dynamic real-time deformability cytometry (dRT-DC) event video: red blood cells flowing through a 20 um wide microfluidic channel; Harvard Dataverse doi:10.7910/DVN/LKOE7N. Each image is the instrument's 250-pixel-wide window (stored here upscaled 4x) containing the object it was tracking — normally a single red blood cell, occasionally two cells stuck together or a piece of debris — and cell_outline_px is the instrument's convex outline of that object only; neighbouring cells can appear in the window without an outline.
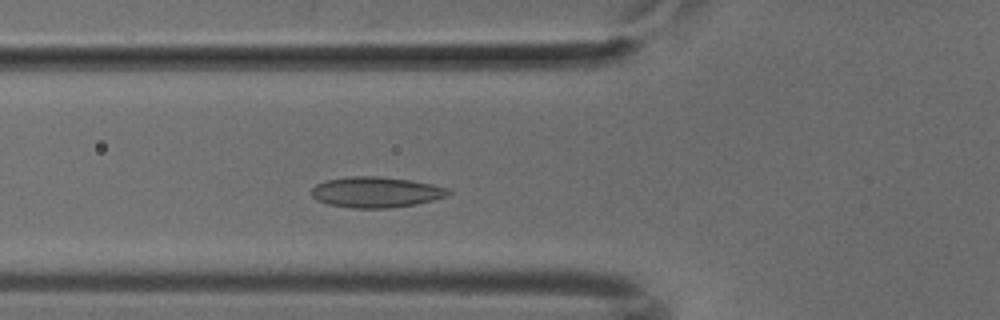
{"species": "common noctule bat (a hibernating species)", "species_latin": "Nyctalus noctula", "temperature_condition": "cold", "stored_images_in_passage": 47, "camera_frame_rate_fps": 3000, "um_per_image_px": 0.085, "animal": {"sex": "male", "body_mass_g": 18.8}, "frame": {"image": 1, "passage_image": 13, "time_ms": 4.0, "image_size_px": [1000, 320], "cell_outline_px": [[452, 192], [444, 196], [432, 200], [416, 204], [388, 208], [352, 208], [328, 204], [316, 200], [312, 196], [312, 188], [316, 184], [328, 180], [352, 176], [376, 176], [412, 180], [432, 184], [448, 188]], "centroid_in_image_um": [31.95, 16.33], "position_along_channel_um": 93.8, "area_um2": 24.33}}
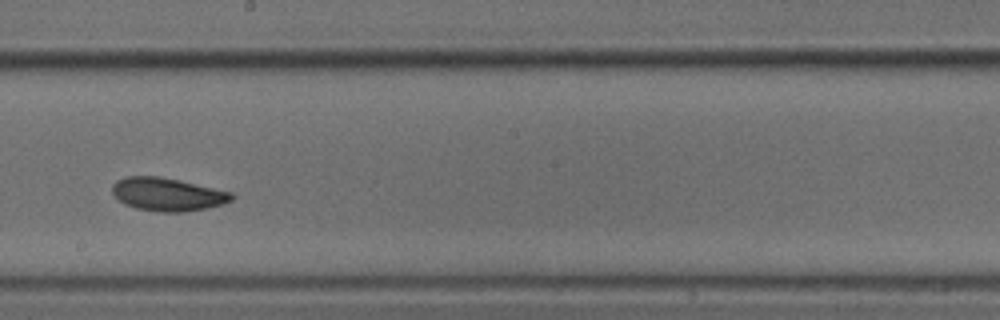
{"frame": {"image": 2, "passage_image": 24, "time_ms": 7.667, "image_size_px": [1000, 320], "cell_outline_px": [[236, 196], [232, 200], [224, 204], [208, 208], [184, 212], [156, 212], [136, 208], [124, 204], [112, 192], [112, 184], [116, 180], [128, 176], [160, 176], [232, 192]], "centroid_in_image_um": [14.25, 16.52], "position_along_channel_um": 233.9, "area_um2": 23.18}}
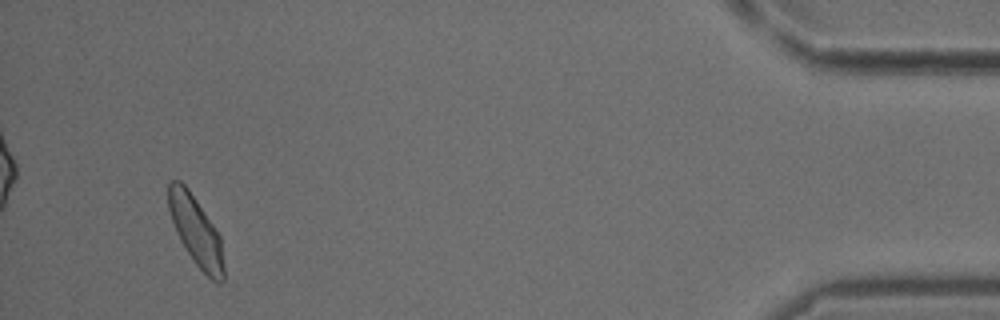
{"frame": {"image": 3, "passage_image": 44, "time_ms": 14.333, "image_size_px": [1000, 320], "cell_outline_px": [[224, 280], [220, 284], [216, 284], [196, 264], [180, 240], [176, 232], [168, 208], [168, 180], [180, 180], [188, 188], [216, 228], [220, 236], [224, 264]], "centroid_in_image_um": [16.66, 19.63], "position_along_channel_um": 418.5, "area_um2": 22.37}}